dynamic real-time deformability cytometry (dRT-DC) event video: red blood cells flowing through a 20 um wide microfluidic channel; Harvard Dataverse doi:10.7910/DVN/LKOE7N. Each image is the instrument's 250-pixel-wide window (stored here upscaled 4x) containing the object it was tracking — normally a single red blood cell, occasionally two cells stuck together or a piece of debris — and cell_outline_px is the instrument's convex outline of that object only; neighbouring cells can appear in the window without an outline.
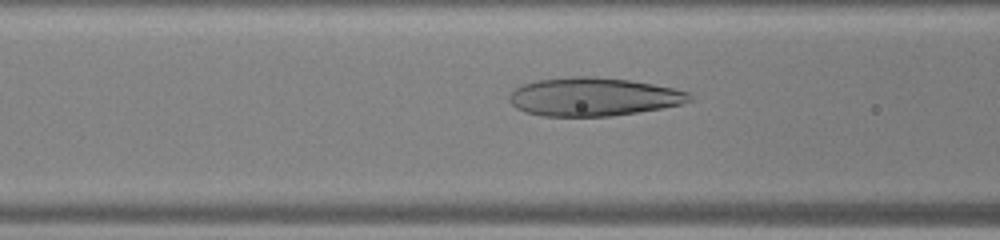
{"species": "human", "species_latin": "Homo sapiens", "temperature_condition": "warm", "stored_images_in_passage": 45, "camera_frame_rate_fps": 3000, "um_per_image_px": 0.085, "donor": {"sex": "male"}, "frame": {"image": 1, "passage_image": 18, "time_ms": 5.667, "image_size_px": [1000, 240], "cell_outline_px": [[692, 100], [680, 104], [660, 108], [636, 112], [608, 116], [544, 116], [524, 112], [516, 108], [508, 100], [508, 96], [516, 88], [524, 84], [536, 80], [568, 76], [592, 76], [628, 80], [652, 84], [672, 88], [688, 92], [692, 96]], "centroid_in_image_um": [50.39, 8.22], "position_along_channel_um": 116.2, "area_um2": 40.11}}
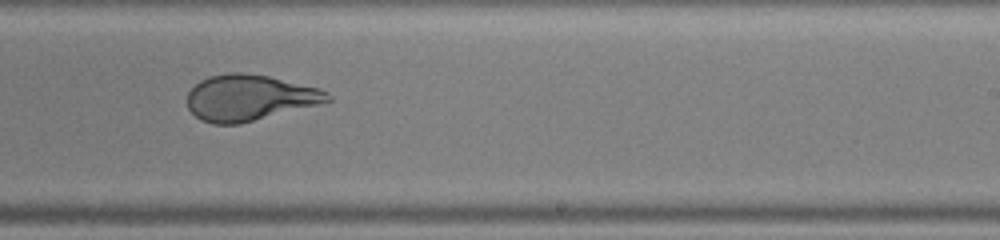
{"frame": {"image": 2, "passage_image": 28, "time_ms": 9.0, "image_size_px": [1000, 240], "cell_outline_px": [[332, 100], [324, 104], [240, 124], [212, 124], [200, 120], [188, 108], [188, 92], [200, 80], [208, 76], [228, 72], [244, 72], [268, 76], [320, 88], [328, 92], [332, 96]], "centroid_in_image_um": [21.25, 8.31], "position_along_channel_um": 267.8, "area_um2": 38.09}}
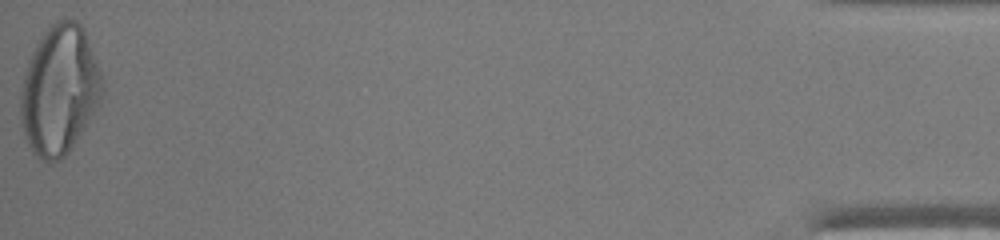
{"frame": {"image": 3, "passage_image": 45, "time_ms": 14.667, "image_size_px": [1000, 240], "cell_outline_px": [[104, 96], [84, 128], [68, 152], [60, 160], [44, 160], [36, 156], [32, 152], [24, 136], [20, 120], [20, 92], [28, 60], [36, 44], [44, 32], [56, 20], [76, 20], [84, 28], [100, 72]], "centroid_in_image_um": [5.04, 7.66], "position_along_channel_um": 430.2, "area_um2": 61.15}}